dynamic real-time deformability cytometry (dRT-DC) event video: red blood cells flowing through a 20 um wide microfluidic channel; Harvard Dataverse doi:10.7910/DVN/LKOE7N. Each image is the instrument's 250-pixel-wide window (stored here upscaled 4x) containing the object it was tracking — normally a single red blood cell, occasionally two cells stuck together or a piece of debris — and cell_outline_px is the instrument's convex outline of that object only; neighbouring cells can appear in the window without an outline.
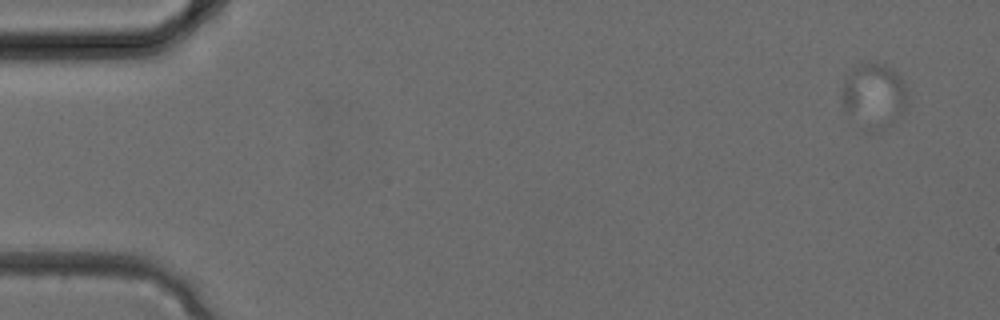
{"species": "common noctule bat (a hibernating species)", "species_latin": "Nyctalus noctula", "temperature_condition": "cold", "stored_images_in_passage": 43, "segment_of_instrument_passage": [1, 2], "camera_frame_rate_fps": 3000, "um_per_image_px": 0.085, "animal": {"sex": "female", "body_mass_g": 24.6, "forearm_length_mm": 56.2}, "frame": {"image": 1, "passage_image": 3, "time_ms": 0.667, "image_size_px": [1000, 320], "cell_outline_px": [[904, 108], [892, 124], [876, 132], [864, 132], [844, 108], [840, 88], [844, 80], [860, 64], [884, 64], [896, 72], [900, 76], [904, 84]], "centroid_in_image_um": [74.23, 8.19], "position_along_channel_um": 10.8, "area_um2": 24.28}}
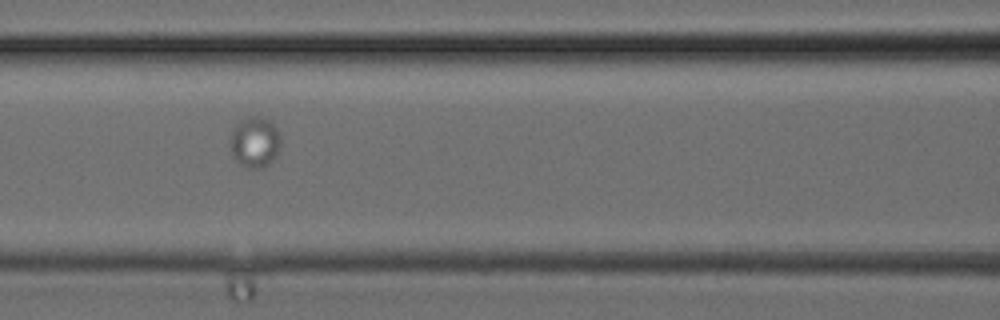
{"frame": {"image": 2, "passage_image": 20, "time_ms": 6.333, "image_size_px": [1000, 320], "cell_outline_px": [[280, 148], [276, 156], [264, 168], [244, 168], [236, 160], [228, 144], [228, 140], [236, 124], [240, 120], [252, 116], [256, 116], [268, 120], [276, 128], [280, 136]], "centroid_in_image_um": [21.63, 12.1], "position_along_channel_um": 145.0, "area_um2": 15.03}}
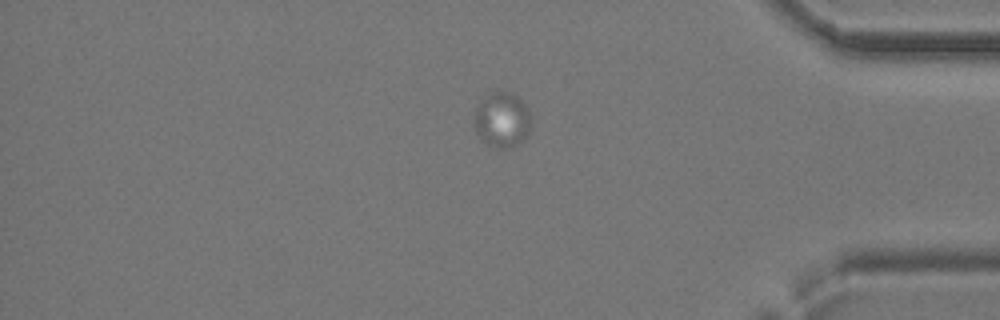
{"frame": {"image": 3, "passage_image": 37, "time_ms": 12.0, "image_size_px": [1000, 320], "cell_outline_px": [[532, 124], [528, 132], [516, 144], [504, 148], [492, 148], [476, 132], [472, 124], [472, 120], [476, 108], [480, 100], [492, 92], [512, 92], [528, 108], [532, 116]], "centroid_in_image_um": [42.65, 10.17], "position_along_channel_um": 392.5, "area_um2": 18.32}}